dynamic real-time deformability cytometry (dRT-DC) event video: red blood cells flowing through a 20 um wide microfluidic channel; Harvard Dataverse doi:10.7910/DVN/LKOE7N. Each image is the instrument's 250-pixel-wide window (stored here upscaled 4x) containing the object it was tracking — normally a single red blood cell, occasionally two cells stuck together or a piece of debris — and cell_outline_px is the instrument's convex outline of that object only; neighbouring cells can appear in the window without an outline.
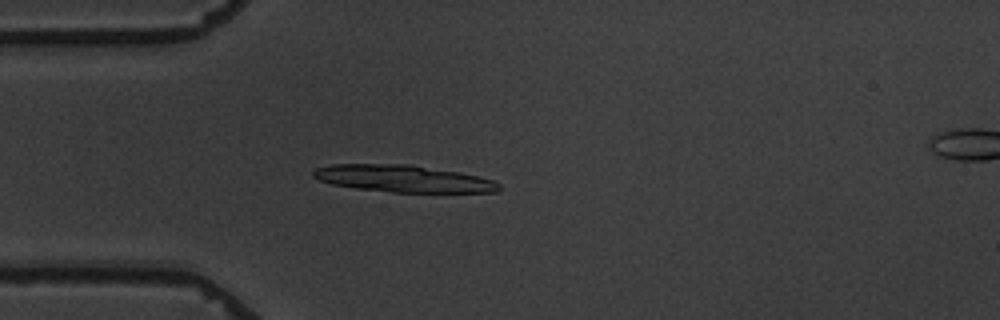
{"species": "common noctule bat (a hibernating species)", "species_latin": "Nyctalus noctula", "temperature_condition": "warm", "stored_images_in_passage": 5, "camera_frame_rate_fps": 3000, "um_per_image_px": 0.085, "animal": {"sex": "male", "body_mass_g": 19.5, "forearm_length_mm": 54.6}, "frame": {"image": 1, "passage_image": 4, "time_ms": 4.667, "image_size_px": [1000, 320], "cell_outline_px": [[500, 188], [496, 192], [392, 192], [356, 188], [332, 184], [320, 180], [312, 176], [312, 172], [316, 168], [332, 164], [408, 164], [460, 172], [492, 180], [500, 184]], "centroid_in_image_um": [34.25, 15.18], "position_along_channel_um": 50.8, "area_um2": 29.02}}